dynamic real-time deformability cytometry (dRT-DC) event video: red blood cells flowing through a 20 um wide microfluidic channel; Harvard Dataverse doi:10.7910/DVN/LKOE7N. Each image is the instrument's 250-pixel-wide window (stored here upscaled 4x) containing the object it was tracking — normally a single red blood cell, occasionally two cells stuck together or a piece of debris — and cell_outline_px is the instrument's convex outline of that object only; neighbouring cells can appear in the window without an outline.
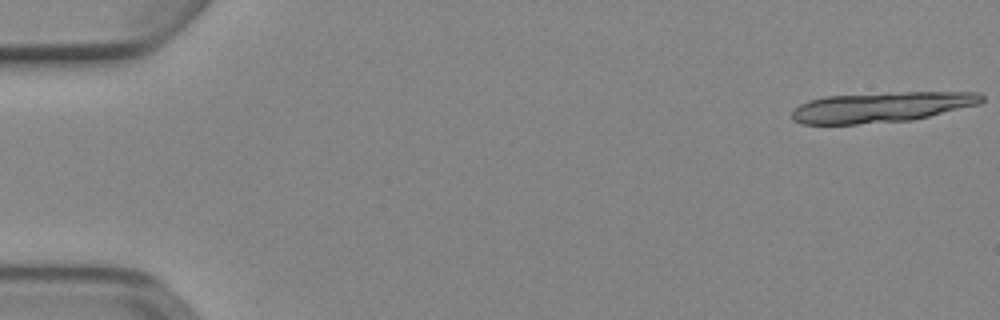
{"species": "Egyptian fruit bat (a non-hibernating species)", "species_latin": "Rousettus aegyptiacus", "temperature_condition": "cold", "stored_images_in_passage": 20, "camera_frame_rate_fps": 3000, "um_per_image_px": 0.085, "animal": {"sex": "female"}, "frame": {"image": 1, "passage_image": 1, "time_ms": 0.0, "image_size_px": [1000, 320], "cell_outline_px": [[984, 100], [980, 104], [912, 120], [856, 124], [800, 124], [792, 120], [792, 112], [800, 104], [808, 100], [824, 96], [888, 92], [980, 92], [984, 96]], "centroid_in_image_um": [74.92, 9.1], "position_along_channel_um": 10.1, "area_um2": 33.76}}
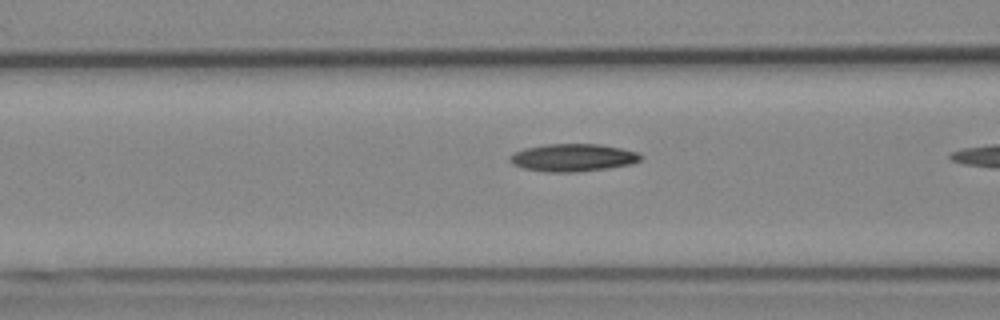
{"frame": {"image": 2, "passage_image": 19, "time_ms": 6.0, "image_size_px": [1000, 320], "cell_outline_px": [[644, 156], [640, 160], [632, 164], [608, 168], [576, 172], [548, 172], [524, 168], [512, 164], [508, 160], [508, 156], [512, 152], [524, 148], [548, 144], [600, 144], [640, 152]], "centroid_in_image_um": [48.69, 13.39], "position_along_channel_um": 117.9, "area_um2": 21.27}}